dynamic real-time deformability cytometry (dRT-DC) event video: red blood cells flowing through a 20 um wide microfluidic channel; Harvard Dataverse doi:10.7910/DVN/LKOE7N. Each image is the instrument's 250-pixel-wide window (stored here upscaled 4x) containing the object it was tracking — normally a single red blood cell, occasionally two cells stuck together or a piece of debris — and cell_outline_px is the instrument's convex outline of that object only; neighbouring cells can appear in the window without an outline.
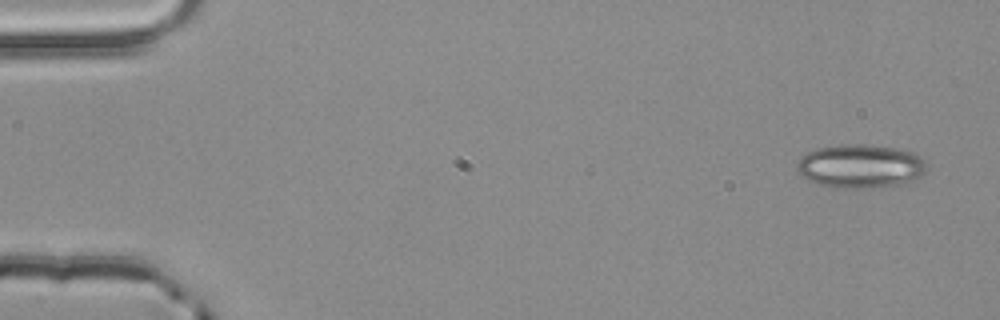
{"species": "common noctule bat (a hibernating species)", "species_latin": "Nyctalus noctula", "temperature_condition": "room temperature", "stored_images_in_passage": 4, "camera_frame_rate_fps": 3000, "um_per_image_px": 0.085, "animal": {"sex": "male", "body_mass_g": 20.4}, "frame": {"image": 1, "passage_image": 1, "time_ms": 0.0, "image_size_px": [1000, 320], "cell_outline_px": [[928, 164], [924, 172], [920, 176], [912, 180], [900, 184], [872, 188], [832, 188], [808, 180], [800, 176], [796, 168], [796, 164], [800, 156], [816, 148], [840, 144], [856, 144], [896, 148], [912, 152], [920, 156]], "centroid_in_image_um": [73.09, 14.13], "position_along_channel_um": 11.9, "area_um2": 33.23}}
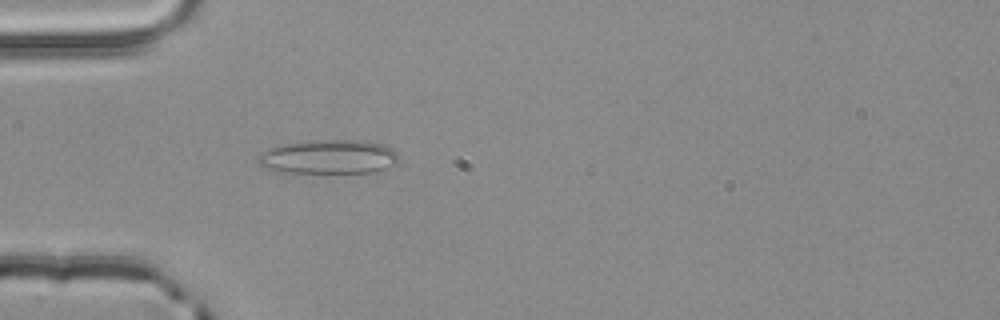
{"frame": {"image": 2, "passage_image": 4, "time_ms": 1.0, "image_size_px": [1000, 320], "cell_outline_px": [[400, 160], [396, 164], [372, 172], [288, 172], [264, 168], [256, 160], [256, 156], [272, 148], [288, 144], [320, 140], [364, 140], [384, 144], [392, 148], [396, 152]], "centroid_in_image_um": [28.0, 13.33], "position_along_channel_um": 57.0, "area_um2": 27.57}}